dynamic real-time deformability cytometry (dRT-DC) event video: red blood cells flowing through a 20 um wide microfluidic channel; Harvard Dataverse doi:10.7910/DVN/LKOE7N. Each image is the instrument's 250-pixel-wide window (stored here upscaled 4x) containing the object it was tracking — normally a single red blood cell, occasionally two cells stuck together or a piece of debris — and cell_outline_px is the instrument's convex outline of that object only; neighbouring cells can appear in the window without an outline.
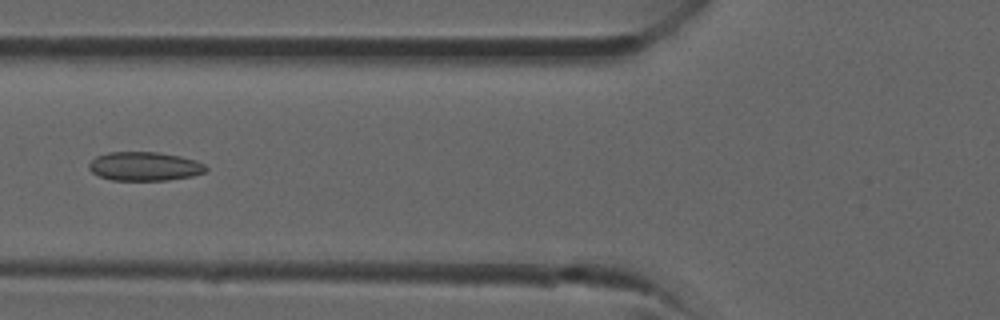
{"species": "common noctule bat (a hibernating species)", "species_latin": "Nyctalus noctula", "temperature_condition": "room temperature", "stored_images_in_passage": 37, "camera_frame_rate_fps": 3000, "um_per_image_px": 0.085, "animal": {"sex": "male", "forearm_length_mm": 52.5}, "frame": {"image": 1, "passage_image": 14, "time_ms": 4.333, "image_size_px": [1000, 320], "cell_outline_px": [[208, 168], [204, 172], [192, 176], [168, 180], [112, 180], [100, 176], [92, 172], [88, 168], [88, 164], [96, 156], [108, 152], [156, 152], [180, 156], [196, 160], [204, 164]], "centroid_in_image_um": [12.28, 14.13], "position_along_channel_um": 113.5, "area_um2": 19.65}}
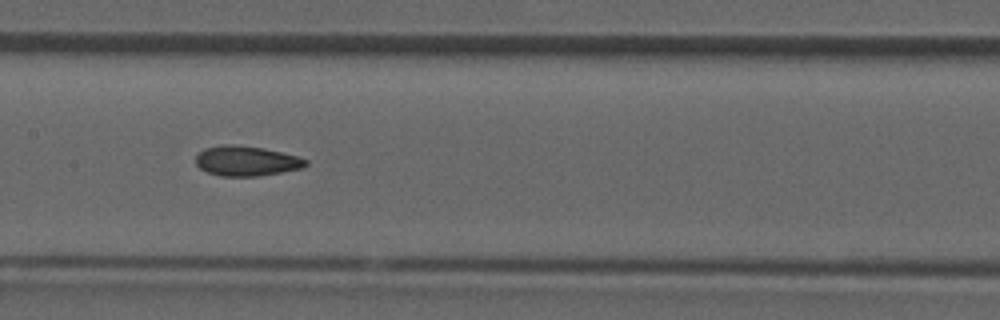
{"frame": {"image": 2, "passage_image": 18, "time_ms": 5.667, "image_size_px": [1000, 320], "cell_outline_px": [[308, 164], [304, 168], [256, 176], [220, 176], [208, 172], [200, 168], [196, 164], [196, 156], [204, 148], [224, 144], [232, 144], [264, 148], [296, 156], [308, 160]], "centroid_in_image_um": [20.94, 13.68], "position_along_channel_um": 186.5, "area_um2": 19.13}}
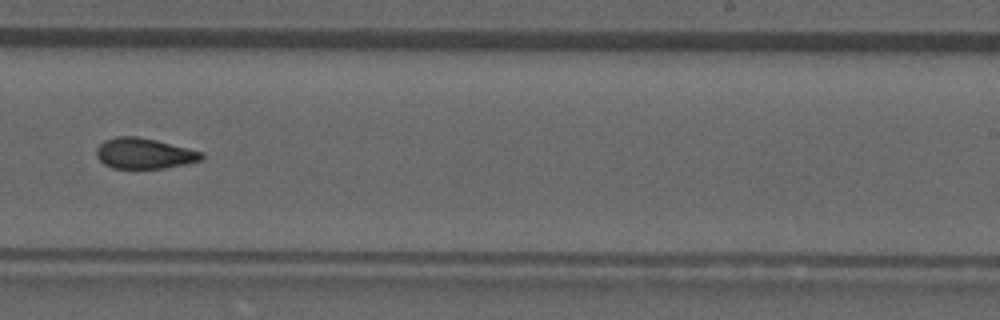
{"frame": {"image": 3, "passage_image": 23, "time_ms": 7.333, "image_size_px": [1000, 320], "cell_outline_px": [[204, 160], [164, 168], [112, 168], [104, 164], [96, 156], [96, 148], [104, 140], [116, 136], [136, 136], [156, 140], [204, 152]], "centroid_in_image_um": [12.26, 13.04], "position_along_channel_um": 276.7, "area_um2": 18.84}}